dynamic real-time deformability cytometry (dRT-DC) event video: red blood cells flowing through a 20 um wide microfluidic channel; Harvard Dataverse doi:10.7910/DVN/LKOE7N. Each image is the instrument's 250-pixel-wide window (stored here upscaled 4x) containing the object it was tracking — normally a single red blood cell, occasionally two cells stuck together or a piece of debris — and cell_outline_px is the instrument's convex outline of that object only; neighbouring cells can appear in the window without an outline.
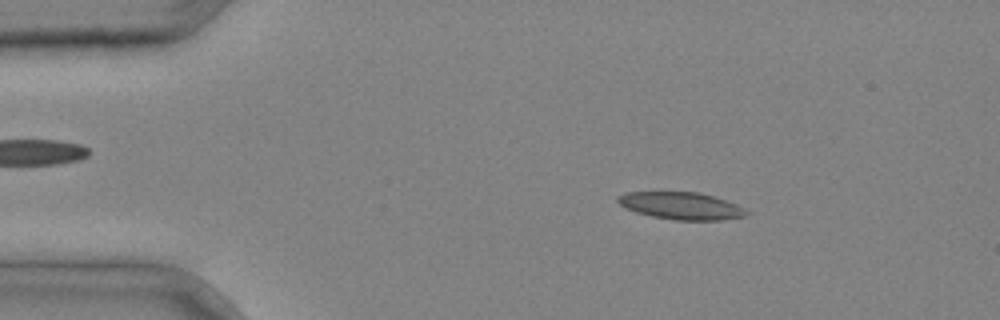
{"species": "common noctule bat (a hibernating species)", "species_latin": "Nyctalus noctula", "temperature_condition": "cold", "stored_images_in_passage": 2, "camera_frame_rate_fps": 3000, "um_per_image_px": 0.085, "animal": {"sex": "male", "body_mass_g": 20.4}, "frame": {"image": 1, "passage_image": 1, "time_ms": 0.0, "image_size_px": [1000, 320], "cell_outline_px": [[748, 212], [744, 216], [724, 220], [676, 220], [652, 216], [636, 212], [624, 208], [616, 200], [616, 196], [628, 192], [696, 192], [712, 196], [736, 204], [744, 208]], "centroid_in_image_um": [57.86, 17.49], "position_along_channel_um": 27.1, "area_um2": 20.29}}